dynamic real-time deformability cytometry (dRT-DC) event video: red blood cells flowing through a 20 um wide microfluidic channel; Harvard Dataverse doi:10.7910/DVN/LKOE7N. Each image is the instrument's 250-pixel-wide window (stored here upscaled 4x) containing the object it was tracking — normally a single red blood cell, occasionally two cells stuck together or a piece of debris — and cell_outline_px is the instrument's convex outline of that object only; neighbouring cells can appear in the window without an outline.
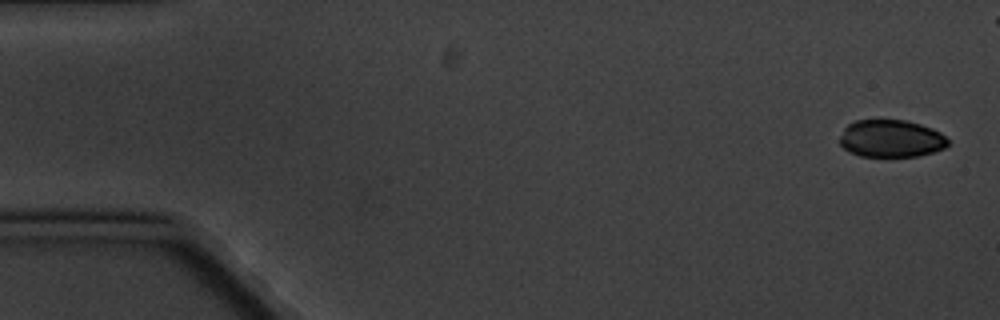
{"species": "common noctule bat (a hibernating species)", "species_latin": "Nyctalus noctula", "temperature_condition": "cold", "stored_images_in_passage": 10, "camera_frame_rate_fps": 3000, "um_per_image_px": 0.085, "animal": {"sex": "male", "body_mass_g": 20.1, "forearm_length_mm": 53.5}, "frame": {"image": 1, "passage_image": 1, "time_ms": 0.0, "image_size_px": [1000, 320], "cell_outline_px": [[948, 144], [944, 148], [932, 152], [916, 156], [860, 156], [848, 152], [840, 144], [840, 136], [844, 128], [848, 124], [856, 120], [904, 120], [920, 124], [932, 128], [940, 132], [948, 140]], "centroid_in_image_um": [75.71, 11.77], "position_along_channel_um": 9.3, "area_um2": 23.52}}